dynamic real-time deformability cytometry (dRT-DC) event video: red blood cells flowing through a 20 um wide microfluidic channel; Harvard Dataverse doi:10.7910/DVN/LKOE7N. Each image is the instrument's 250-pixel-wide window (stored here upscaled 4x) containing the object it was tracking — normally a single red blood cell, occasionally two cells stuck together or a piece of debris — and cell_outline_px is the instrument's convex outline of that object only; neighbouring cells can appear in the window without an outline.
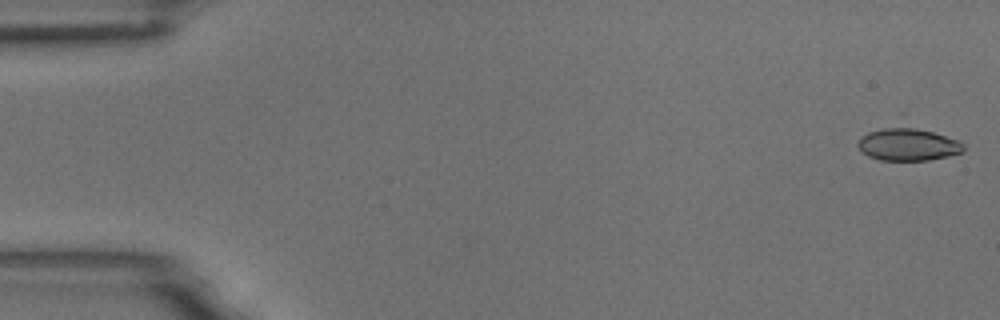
{"species": "common noctule bat (a hibernating species)", "species_latin": "Nyctalus noctula", "temperature_condition": "room temperature", "stored_images_in_passage": 10, "camera_frame_rate_fps": 3000, "um_per_image_px": 0.085, "animal": {"sex": "male", "body_mass_g": 18.8}, "frame": {"image": 1, "passage_image": 1, "time_ms": 0.0, "image_size_px": [1000, 320], "cell_outline_px": [[964, 152], [948, 156], [928, 160], [880, 160], [868, 156], [860, 152], [856, 144], [860, 136], [900, 112], [904, 112], [964, 144]], "centroid_in_image_um": [77.12, 11.97], "position_along_channel_um": 7.9, "area_um2": 24.39}}
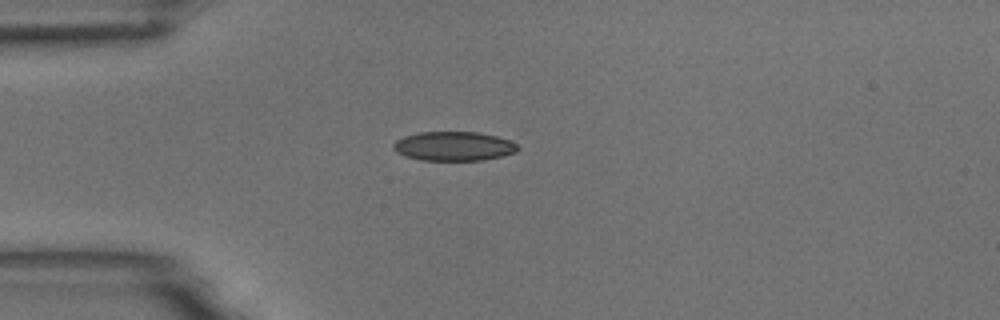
{"frame": {"image": 2, "passage_image": 5, "time_ms": 1.333, "image_size_px": [1000, 320], "cell_outline_px": [[520, 148], [516, 152], [500, 156], [480, 160], [424, 160], [408, 156], [396, 152], [392, 148], [392, 144], [396, 140], [404, 136], [420, 132], [476, 132], [496, 136], [512, 140]], "centroid_in_image_um": [38.57, 12.41], "position_along_channel_um": 46.4, "area_um2": 21.04}}
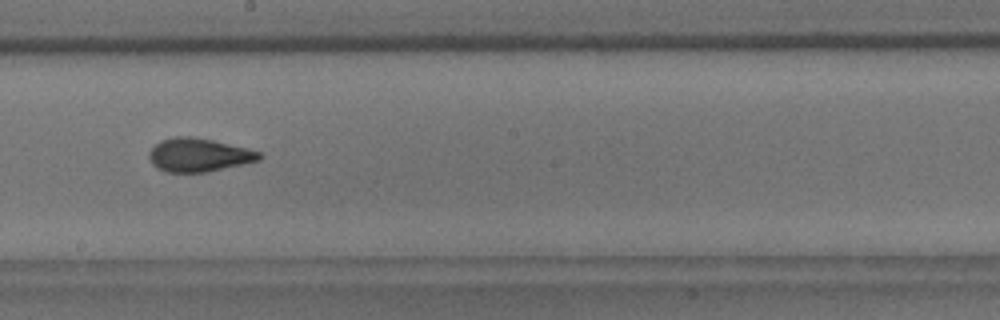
{"frame": {"image": 3, "passage_image": 10, "time_ms": 3.0, "image_size_px": [1000, 320], "cell_outline_px": [[264, 156], [260, 160], [244, 164], [208, 172], [164, 172], [156, 168], [152, 164], [148, 156], [148, 152], [160, 140], [176, 136], [192, 136], [212, 140], [248, 148], [260, 152]], "centroid_in_image_um": [16.89, 13.18], "position_along_channel_um": 231.3, "area_um2": 21.73}}